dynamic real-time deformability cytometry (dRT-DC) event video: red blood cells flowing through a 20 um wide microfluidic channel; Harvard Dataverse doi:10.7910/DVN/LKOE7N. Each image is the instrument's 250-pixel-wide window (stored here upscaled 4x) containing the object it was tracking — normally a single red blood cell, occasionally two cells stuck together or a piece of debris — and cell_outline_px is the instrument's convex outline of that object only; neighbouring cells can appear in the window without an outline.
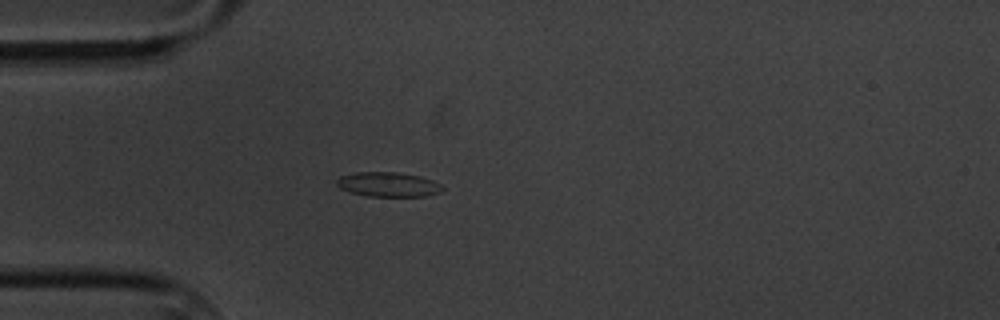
{"species": "common noctule bat (a hibernating species)", "species_latin": "Nyctalus noctula", "temperature_condition": "cold", "stored_images_in_passage": 48, "camera_frame_rate_fps": 3000, "um_per_image_px": 0.085, "animal": {"sex": "male", "body_mass_g": 20.1, "forearm_length_mm": 53.5}, "frame": {"image": 1, "passage_image": 5, "time_ms": 1.333, "image_size_px": [1000, 320], "cell_outline_px": [[444, 188], [440, 192], [428, 196], [368, 196], [352, 192], [340, 188], [336, 184], [336, 180], [340, 176], [356, 172], [396, 172], [420, 176], [432, 180], [440, 184]], "centroid_in_image_um": [33.0, 15.67], "position_along_channel_um": 52.0, "area_um2": 15.09}}
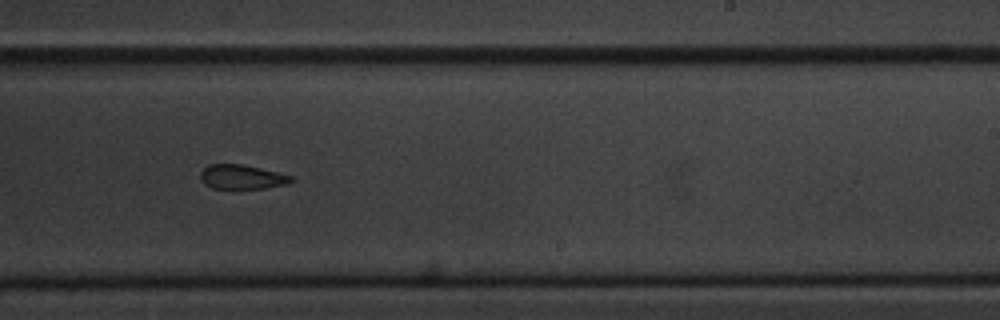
{"frame": {"image": 2, "passage_image": 25, "time_ms": 8.0, "image_size_px": [1000, 320], "cell_outline_px": [[296, 180], [288, 184], [264, 188], [212, 188], [204, 184], [200, 180], [200, 172], [208, 164], [240, 164], [260, 168], [292, 176]], "centroid_in_image_um": [20.55, 15.04], "position_along_channel_um": 268.4, "area_um2": 12.89}}
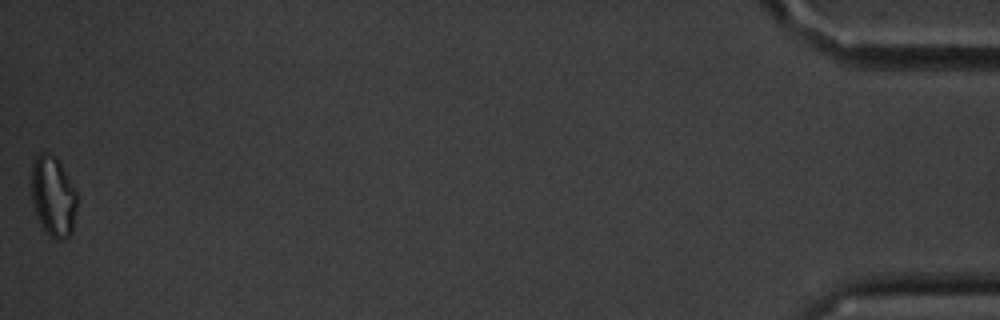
{"frame": {"image": 3, "passage_image": 48, "time_ms": 15.667, "image_size_px": [1000, 320], "cell_outline_px": [[76, 208], [72, 232], [64, 240], [56, 240], [48, 236], [36, 216], [32, 204], [32, 160], [40, 152], [52, 152], [56, 156], [68, 176], [76, 192]], "centroid_in_image_um": [4.5, 16.68], "position_along_channel_um": 430.7, "area_um2": 21.62}, "authors_computed_cell_mechanics": {"area_um2": 14.7968, "velocity_mm_per_s": 3.3625, "shape_relaxation_time_tau1_ms": 4.6131, "shape_relaxation_time_tau2_ms": 4.2975, "deformation_change_tau1": 0.1354, "deformation_change_tau2": 0.1162}}